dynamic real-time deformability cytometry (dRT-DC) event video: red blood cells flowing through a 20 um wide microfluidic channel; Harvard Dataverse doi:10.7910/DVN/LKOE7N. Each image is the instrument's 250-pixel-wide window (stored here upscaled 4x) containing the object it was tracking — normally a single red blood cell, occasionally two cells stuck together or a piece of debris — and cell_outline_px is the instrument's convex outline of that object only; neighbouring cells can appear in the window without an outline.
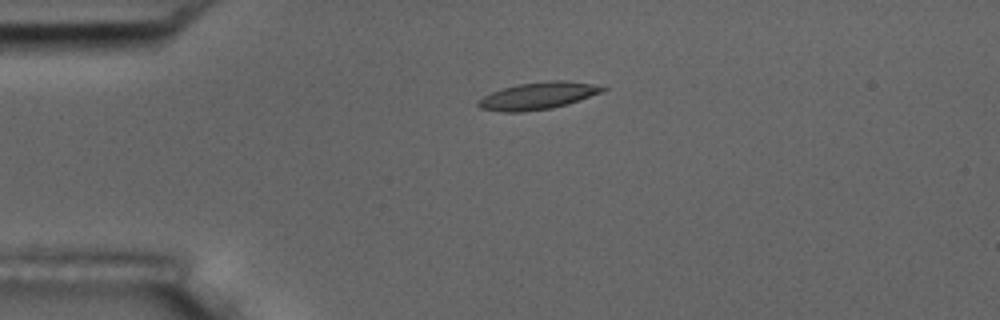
{"species": "common noctule bat (a hibernating species)", "species_latin": "Nyctalus noctula", "temperature_condition": "room temperature", "stored_images_in_passage": 4, "camera_frame_rate_fps": 3000, "um_per_image_px": 0.085, "animal": {"sex": "male", "body_mass_g": 17.5, "forearm_length_mm": 52.3}, "frame": {"image": 1, "passage_image": 3, "time_ms": 2.333, "image_size_px": [1000, 320], "cell_outline_px": [[608, 88], [600, 92], [580, 100], [568, 104], [552, 108], [520, 112], [504, 112], [480, 108], [476, 104], [476, 100], [492, 92], [516, 84], [548, 80], [568, 80], [592, 84]], "centroid_in_image_um": [45.69, 8.14], "position_along_channel_um": 39.3, "area_um2": 19.65}}